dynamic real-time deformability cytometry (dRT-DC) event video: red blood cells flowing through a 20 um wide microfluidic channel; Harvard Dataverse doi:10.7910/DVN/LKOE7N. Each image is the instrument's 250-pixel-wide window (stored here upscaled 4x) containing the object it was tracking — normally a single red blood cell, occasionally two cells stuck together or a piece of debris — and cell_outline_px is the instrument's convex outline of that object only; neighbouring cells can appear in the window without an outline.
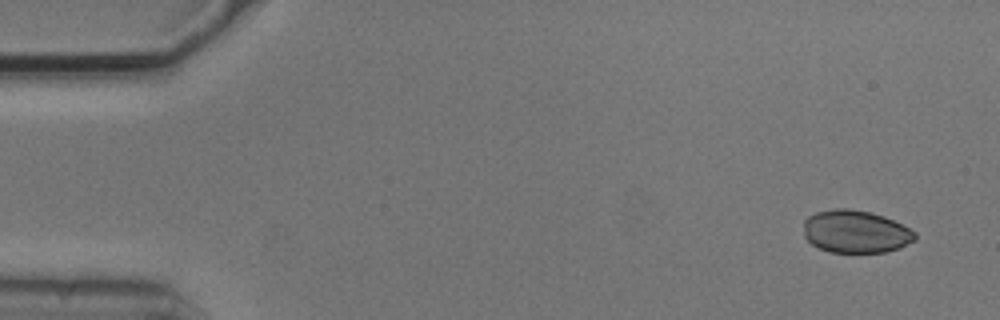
{"species": "common noctule bat (a hibernating species)", "species_latin": "Nyctalus noctula", "temperature_condition": "cold", "stored_images_in_passage": 7, "camera_frame_rate_fps": 3000, "um_per_image_px": 0.085, "animal": {"sex": "male", "body_mass_g": 20.5, "forearm_length_mm": 52.5}, "frame": {"image": 1, "passage_image": 1, "time_ms": 0.0, "image_size_px": [1000, 320], "cell_outline_px": [[916, 240], [900, 248], [884, 252], [828, 252], [812, 244], [804, 236], [804, 220], [808, 216], [816, 212], [836, 208], [848, 208], [872, 212], [884, 216], [916, 232]], "centroid_in_image_um": [72.72, 19.68], "position_along_channel_um": 12.3, "area_um2": 27.8}}
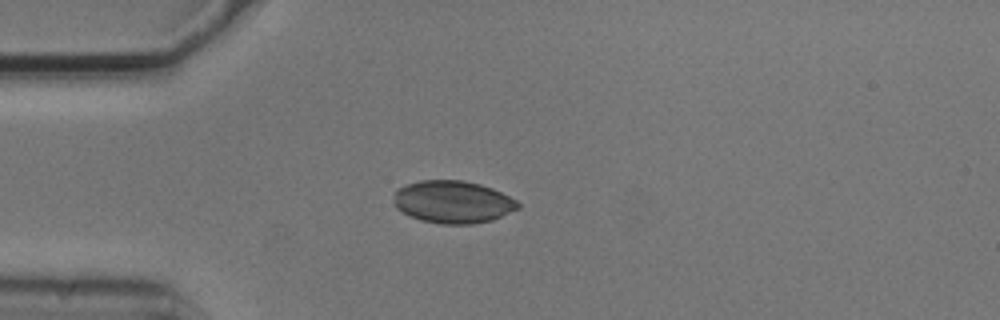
{"frame": {"image": 2, "passage_image": 4, "time_ms": 1.0, "image_size_px": [1000, 320], "cell_outline_px": [[520, 208], [492, 220], [472, 224], [440, 224], [420, 220], [400, 212], [392, 204], [392, 200], [396, 192], [400, 188], [408, 184], [420, 180], [464, 180], [480, 184], [492, 188], [516, 200], [520, 204]], "centroid_in_image_um": [38.47, 17.17], "position_along_channel_um": 46.5, "area_um2": 30.92}}